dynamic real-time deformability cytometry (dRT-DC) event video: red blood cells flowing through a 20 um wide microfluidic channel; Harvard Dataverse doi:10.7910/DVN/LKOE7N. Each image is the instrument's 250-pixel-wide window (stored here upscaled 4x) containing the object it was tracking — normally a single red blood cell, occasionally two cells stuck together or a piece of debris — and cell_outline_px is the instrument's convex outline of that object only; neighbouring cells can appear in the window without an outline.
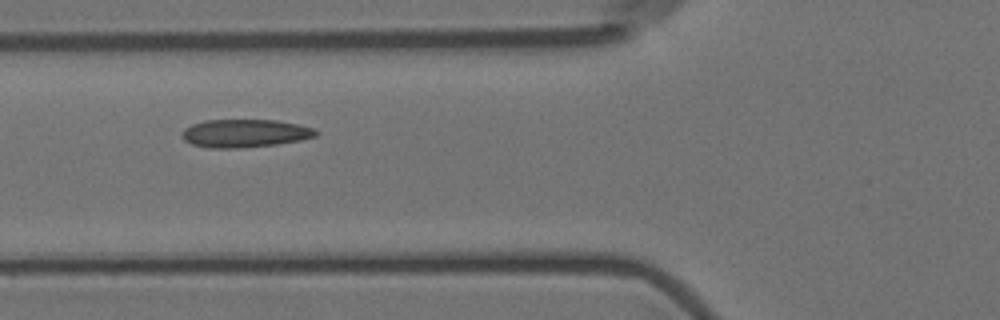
{"species": "Egyptian fruit bat (a non-hibernating species)", "species_latin": "Rousettus aegyptiacus", "temperature_condition": "room temperature", "stored_images_in_passage": 6, "camera_frame_rate_fps": 3000, "um_per_image_px": 0.085, "animal": {"sex": "female"}, "frame": {"image": 1, "passage_image": 5, "time_ms": 4.667, "image_size_px": [1000, 320], "cell_outline_px": [[320, 132], [316, 136], [300, 140], [276, 144], [240, 148], [208, 148], [192, 144], [184, 140], [180, 136], [184, 128], [192, 124], [204, 120], [276, 120], [296, 124], [312, 128]], "centroid_in_image_um": [20.77, 11.33], "position_along_channel_um": 105.0, "area_um2": 21.91}}
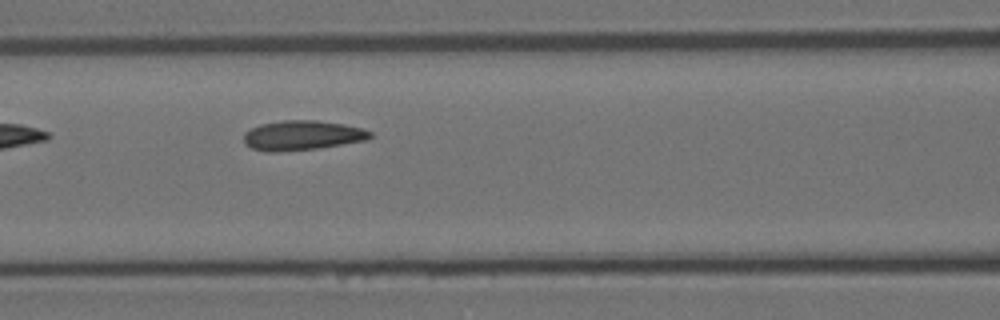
{"frame": {"image": 2, "passage_image": 6, "time_ms": 5.667, "image_size_px": [1000, 320], "cell_outline_px": [[372, 136], [368, 140], [316, 148], [276, 152], [268, 152], [252, 148], [244, 144], [244, 132], [260, 124], [284, 120], [316, 120], [344, 124], [360, 128], [372, 132]], "centroid_in_image_um": [25.67, 11.5], "position_along_channel_um": 140.9, "area_um2": 21.79}}